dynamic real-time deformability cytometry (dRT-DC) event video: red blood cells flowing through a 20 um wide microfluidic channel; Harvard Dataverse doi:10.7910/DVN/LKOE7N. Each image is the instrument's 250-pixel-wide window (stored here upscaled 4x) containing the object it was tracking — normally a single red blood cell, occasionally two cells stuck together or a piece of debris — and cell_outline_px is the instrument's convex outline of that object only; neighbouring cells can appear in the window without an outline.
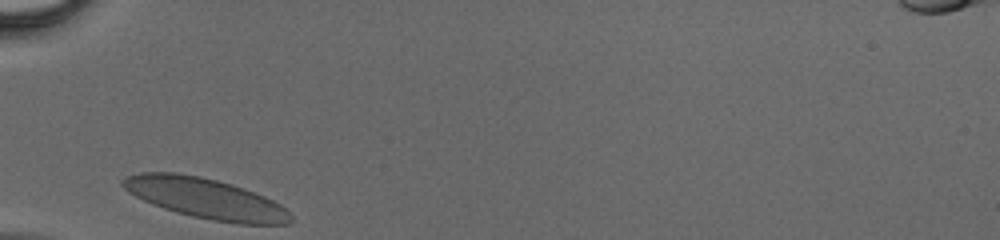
{"species": "human", "species_latin": "Homo sapiens", "temperature_condition": "cold", "stored_images_in_passage": 23, "camera_frame_rate_fps": 3000, "um_per_image_px": 0.085, "donor": {"sex": "male"}, "frame": {"image": 1, "passage_image": 1, "time_ms": 0.0, "image_size_px": [1000, 240], "cell_outline_px": [[292, 220], [288, 224], [236, 224], [212, 220], [192, 216], [176, 212], [152, 204], [128, 192], [120, 184], [120, 180], [128, 176], [140, 172], [176, 172], [200, 176], [232, 184], [244, 188], [264, 196], [280, 204], [292, 216]], "centroid_in_image_um": [17.46, 16.86], "position_along_channel_um": 67.5, "area_um2": 39.48}}
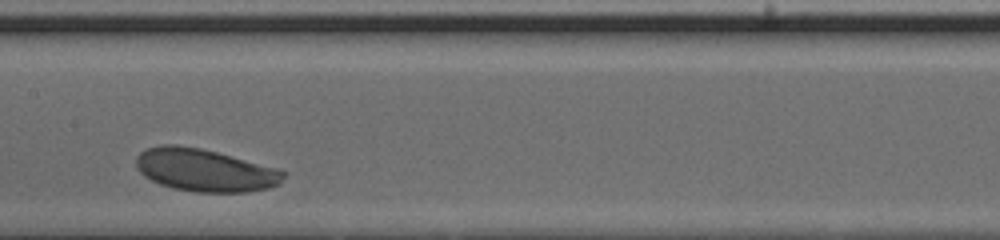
{"frame": {"image": 2, "passage_image": 10, "time_ms": 3.0, "image_size_px": [1000, 240], "cell_outline_px": [[288, 172], [280, 184], [268, 188], [248, 192], [196, 192], [172, 188], [160, 184], [144, 176], [136, 168], [136, 156], [140, 152], [148, 148], [160, 144], [176, 144], [200, 148], [280, 168]], "centroid_in_image_um": [17.44, 14.46], "position_along_channel_um": 190.0, "area_um2": 36.93}}
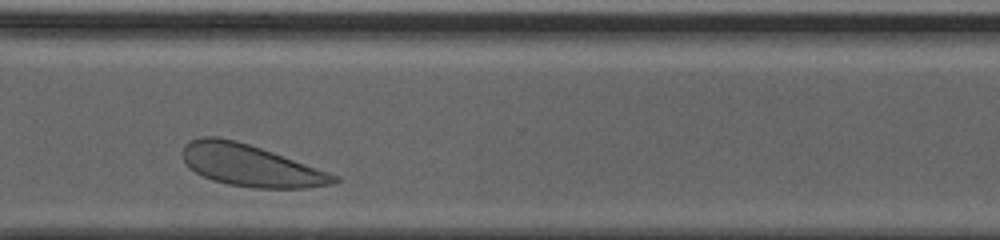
{"frame": {"image": 3, "passage_image": 21, "time_ms": 6.667, "image_size_px": [1000, 240], "cell_outline_px": [[340, 180], [332, 184], [308, 188], [256, 188], [228, 184], [212, 180], [196, 172], [184, 160], [180, 152], [184, 144], [200, 136], [216, 136], [236, 140], [272, 152], [340, 176]], "centroid_in_image_um": [21.29, 14.06], "position_along_channel_um": 349.3, "area_um2": 36.65}}